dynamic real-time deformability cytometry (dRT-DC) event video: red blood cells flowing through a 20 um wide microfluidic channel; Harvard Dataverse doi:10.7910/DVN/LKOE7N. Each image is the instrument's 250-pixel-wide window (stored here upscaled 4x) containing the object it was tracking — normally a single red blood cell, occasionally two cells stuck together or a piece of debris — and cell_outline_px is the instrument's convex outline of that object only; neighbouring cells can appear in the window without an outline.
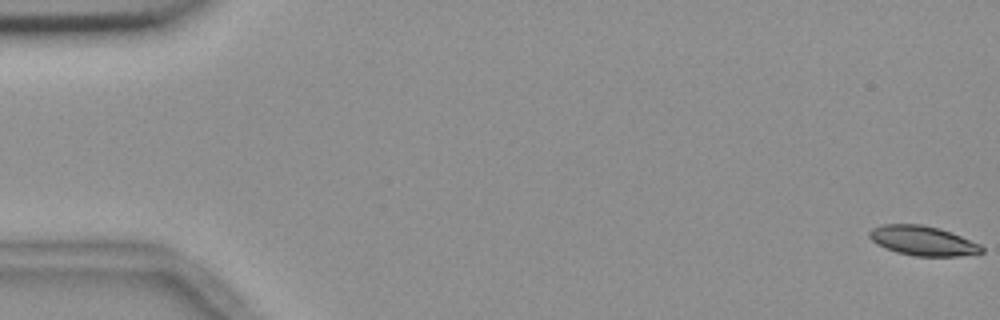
{"species": "common noctule bat (a hibernating species)", "species_latin": "Nyctalus noctula", "temperature_condition": "room temperature", "stored_images_in_passage": 56, "camera_frame_rate_fps": 3000, "um_per_image_px": 0.085, "animal": {"sex": "female", "body_mass_g": 18.4}, "frame": {"image": 1, "passage_image": 1, "time_ms": 0.0, "image_size_px": [1000, 320], "cell_outline_px": [[984, 252], [960, 256], [916, 256], [896, 252], [884, 248], [876, 244], [868, 236], [868, 232], [872, 228], [884, 224], [920, 224], [940, 228], [952, 232], [980, 244], [984, 248]], "centroid_in_image_um": [78.43, 20.46], "position_along_channel_um": 6.6, "area_um2": 19.54}}
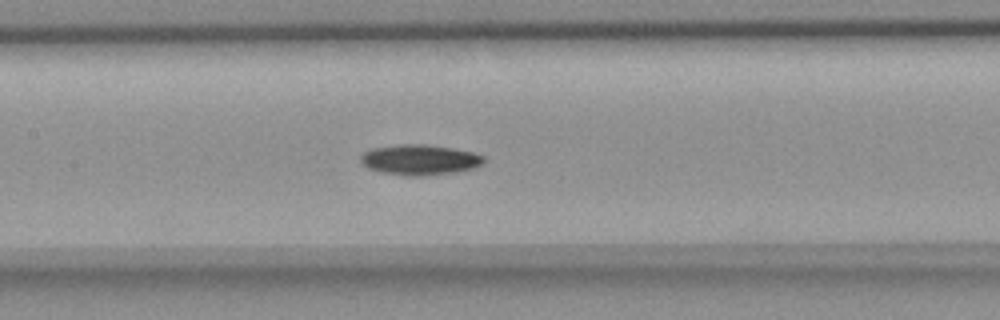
{"frame": {"image": 2, "passage_image": 27, "time_ms": 8.667, "image_size_px": [1000, 320], "cell_outline_px": [[484, 164], [472, 168], [456, 172], [420, 176], [408, 176], [380, 172], [368, 168], [360, 160], [360, 156], [364, 152], [372, 148], [400, 144], [424, 144], [452, 148], [472, 152], [484, 156]], "centroid_in_image_um": [35.67, 13.58], "position_along_channel_um": 171.7, "area_um2": 21.79}}
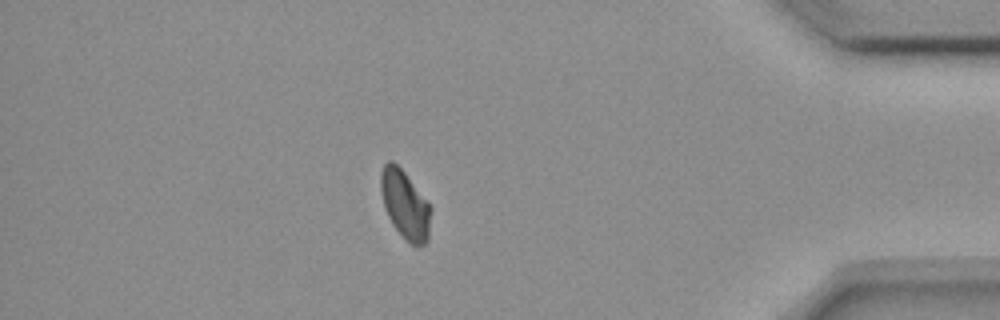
{"frame": {"image": 3, "passage_image": 49, "time_ms": 16.0, "image_size_px": [1000, 320], "cell_outline_px": [[432, 208], [428, 240], [424, 244], [416, 248], [392, 224], [388, 216], [380, 192], [380, 172], [384, 164], [388, 160], [392, 160], [404, 172]], "centroid_in_image_um": [34.43, 17.39], "position_along_channel_um": 400.8, "area_um2": 19.77}, "authors_computed_cell_mechanics": {"area_um2": 20.4034, "velocity_mm_per_s": 3.668, "shape_relaxation_time_tau1_ms": 10.5234, "shape_relaxation_time_tau2_ms": null, "deformation_change_tau1": 0.1552, "deformation_change_tau2": null}}